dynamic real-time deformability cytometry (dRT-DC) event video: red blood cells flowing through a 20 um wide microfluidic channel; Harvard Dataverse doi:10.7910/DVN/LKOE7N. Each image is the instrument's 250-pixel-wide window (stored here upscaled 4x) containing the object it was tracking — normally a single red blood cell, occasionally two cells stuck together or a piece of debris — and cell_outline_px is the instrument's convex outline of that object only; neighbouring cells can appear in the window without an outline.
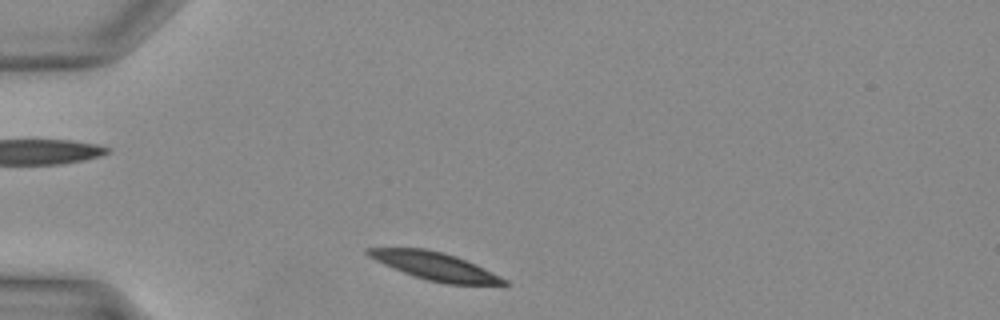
{"species": "Egyptian fruit bat (a non-hibernating species)", "species_latin": "Rousettus aegyptiacus", "temperature_condition": "warm", "stored_images_in_passage": 27, "camera_frame_rate_fps": 3000, "um_per_image_px": 0.085, "animal": {"sex": "female"}, "frame": {"image": 1, "passage_image": 2, "time_ms": 0.333, "image_size_px": [1000, 320], "cell_outline_px": [[508, 284], [448, 284], [428, 280], [392, 268], [368, 256], [364, 252], [364, 248], [424, 248], [456, 256], [500, 276], [508, 280]], "centroid_in_image_um": [36.92, 22.61], "position_along_channel_um": 48.1, "area_um2": 21.5}}
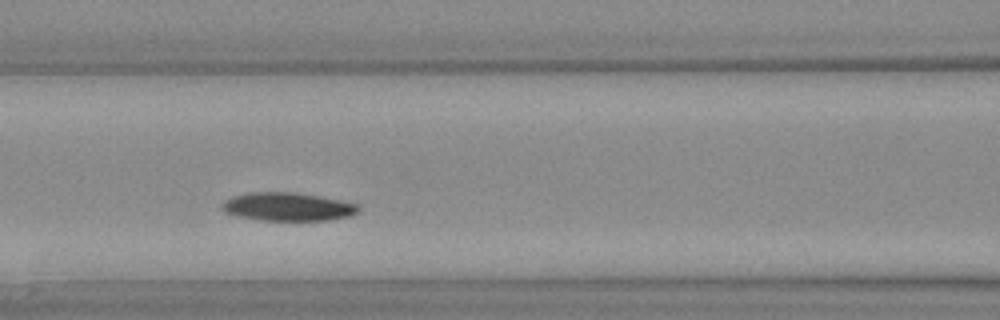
{"frame": {"image": 2, "passage_image": 9, "time_ms": 2.667, "image_size_px": [1000, 320], "cell_outline_px": [[360, 208], [356, 212], [348, 216], [328, 220], [260, 220], [236, 216], [224, 212], [220, 208], [220, 204], [224, 200], [232, 196], [248, 192], [292, 192], [340, 200], [356, 204]], "centroid_in_image_um": [24.35, 17.57], "position_along_channel_um": 142.2, "area_um2": 22.43}}
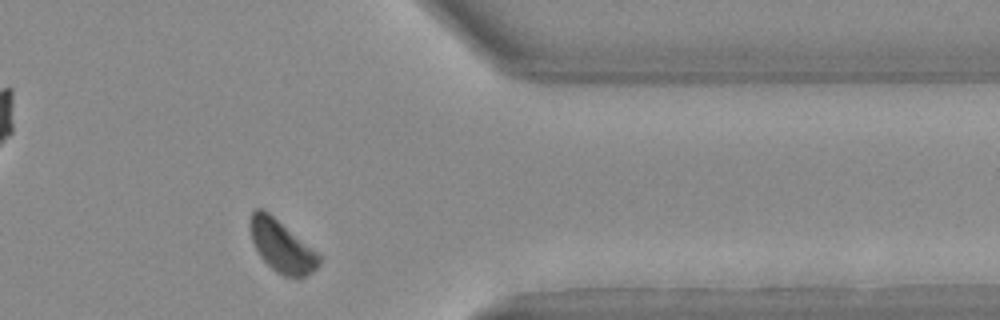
{"frame": {"image": 3, "passage_image": 24, "time_ms": 7.667, "image_size_px": [1000, 320], "cell_outline_px": [[324, 256], [320, 264], [308, 276], [300, 280], [292, 280], [276, 272], [260, 256], [252, 240], [248, 228], [248, 220], [252, 212], [256, 208], [260, 208], [268, 212]], "centroid_in_image_um": [23.99, 20.97], "position_along_channel_um": 387.4, "area_um2": 21.56}}